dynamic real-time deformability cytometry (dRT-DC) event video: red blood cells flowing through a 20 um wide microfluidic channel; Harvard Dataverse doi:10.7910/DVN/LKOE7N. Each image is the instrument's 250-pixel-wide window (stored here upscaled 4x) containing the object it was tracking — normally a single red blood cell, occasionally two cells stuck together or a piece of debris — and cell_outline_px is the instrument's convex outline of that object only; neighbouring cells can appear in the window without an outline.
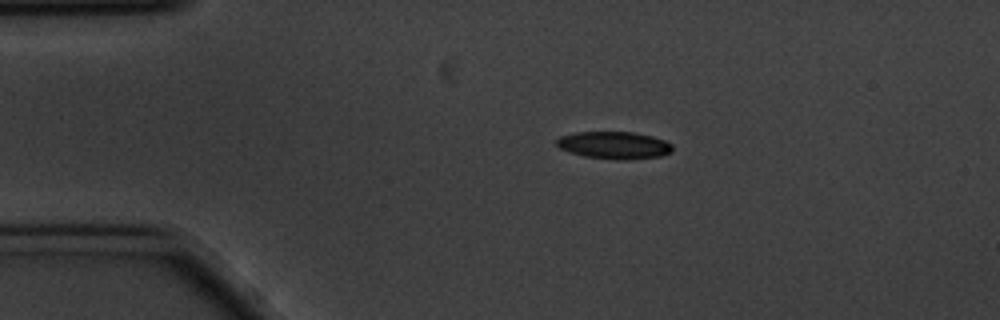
{"species": "common noctule bat (a hibernating species)", "species_latin": "Nyctalus noctula", "temperature_condition": "cold", "stored_images_in_passage": 47, "camera_frame_rate_fps": 3000, "um_per_image_px": 0.085, "animal": {"sex": "male", "body_mass_g": 20.1, "forearm_length_mm": 53.5}, "frame": {"image": 1, "passage_image": 1, "time_ms": 0.0, "image_size_px": [1000, 320], "cell_outline_px": [[672, 152], [660, 156], [620, 160], [616, 160], [584, 156], [560, 148], [556, 144], [556, 140], [560, 136], [576, 132], [632, 132], [652, 136], [664, 140], [672, 144]], "centroid_in_image_um": [52.21, 12.34], "position_along_channel_um": 32.8, "area_um2": 18.32}}
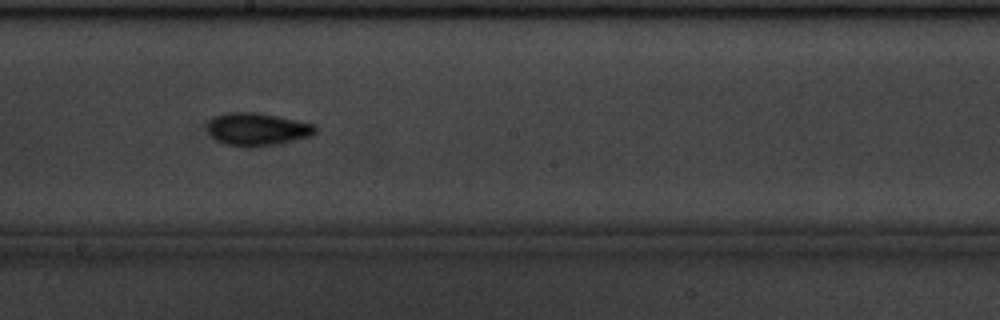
{"frame": {"image": 2, "passage_image": 21, "time_ms": 6.667, "image_size_px": [1000, 320], "cell_outline_px": [[316, 132], [312, 136], [280, 144], [252, 148], [244, 148], [224, 144], [216, 140], [212, 136], [208, 128], [208, 124], [216, 116], [224, 112], [260, 112], [316, 124]], "centroid_in_image_um": [21.91, 11.0], "position_along_channel_um": 226.3, "area_um2": 21.04}}
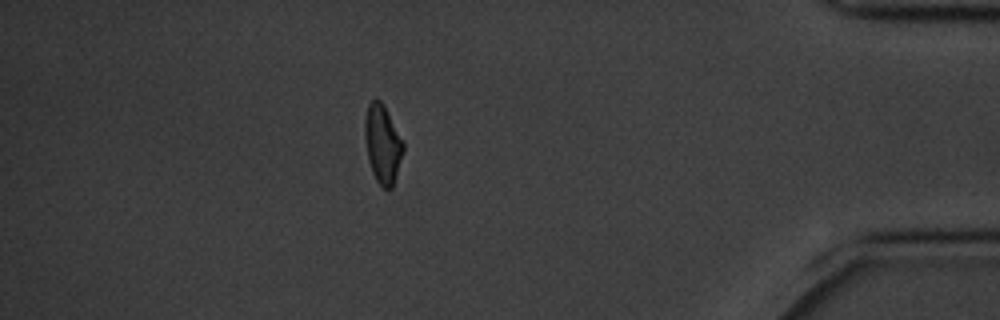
{"frame": {"image": 3, "passage_image": 40, "time_ms": 13.0, "image_size_px": [1000, 320], "cell_outline_px": [[404, 148], [392, 188], [384, 188], [376, 180], [372, 172], [368, 160], [364, 136], [364, 120], [368, 104], [376, 96], [384, 104], [404, 140]], "centroid_in_image_um": [32.51, 12.17], "position_along_channel_um": 402.7, "area_um2": 17.8}, "authors_computed_cell_mechanics": {"area_um2": 18.3804, "velocity_mm_per_s": 3.4758, "shape_relaxation_time_tau1_ms": 3.4229, "shape_relaxation_time_tau2_ms": 3.7849, "deformation_change_tau1": 0.0937, "deformation_change_tau2": 0.101}}